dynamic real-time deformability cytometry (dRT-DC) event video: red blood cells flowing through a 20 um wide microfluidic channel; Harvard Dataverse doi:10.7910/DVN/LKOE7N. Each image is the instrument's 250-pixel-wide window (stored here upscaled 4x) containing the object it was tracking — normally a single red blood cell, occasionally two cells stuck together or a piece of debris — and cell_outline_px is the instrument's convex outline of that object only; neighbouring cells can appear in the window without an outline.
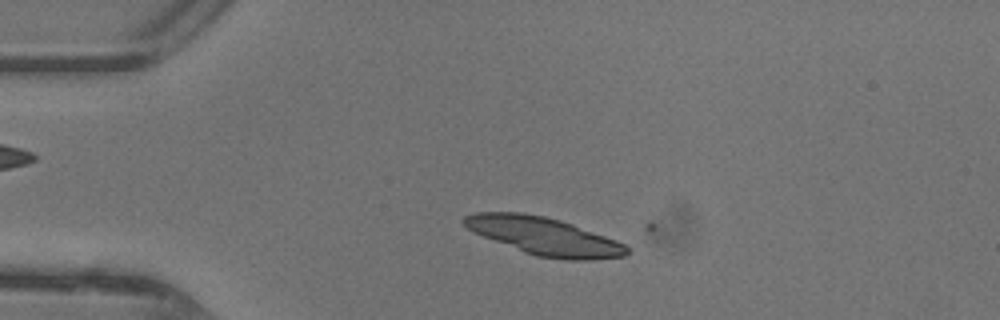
{"species": "common noctule bat (a hibernating species)", "species_latin": "Nyctalus noctula", "temperature_condition": "warm", "stored_images_in_passage": 4, "camera_frame_rate_fps": 3000, "um_per_image_px": 0.085, "animal": {"sex": "female"}, "frame": {"image": 1, "passage_image": 3, "time_ms": 0.667, "image_size_px": [1000, 320], "cell_outline_px": [[628, 252], [624, 256], [592, 260], [568, 260], [536, 256], [524, 252], [472, 232], [460, 220], [464, 216], [476, 212], [520, 212], [544, 216], [560, 220], [572, 224], [616, 240], [624, 244], [628, 248]], "centroid_in_image_um": [46.22, 20.07], "position_along_channel_um": 38.8, "area_um2": 35.6}}